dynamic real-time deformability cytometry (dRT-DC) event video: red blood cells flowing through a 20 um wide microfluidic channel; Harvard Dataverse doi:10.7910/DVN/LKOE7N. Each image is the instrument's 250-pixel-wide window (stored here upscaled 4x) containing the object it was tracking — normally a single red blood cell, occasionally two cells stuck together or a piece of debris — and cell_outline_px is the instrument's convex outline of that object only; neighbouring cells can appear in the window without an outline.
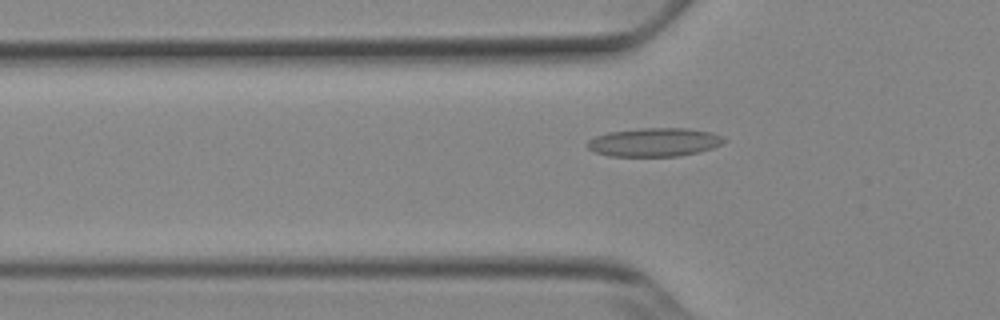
{"species": "Egyptian fruit bat (a non-hibernating species)", "species_latin": "Rousettus aegyptiacus", "temperature_condition": "cold", "stored_images_in_passage": 46, "camera_frame_rate_fps": 3000, "um_per_image_px": 0.085, "animal": {"sex": "female"}, "frame": {"image": 1, "passage_image": 11, "time_ms": 3.333, "image_size_px": [1000, 320], "cell_outline_px": [[728, 140], [712, 148], [696, 152], [676, 156], [608, 156], [596, 152], [588, 148], [584, 144], [588, 140], [596, 136], [608, 132], [640, 128], [684, 128], [708, 132], [720, 136]], "centroid_in_image_um": [55.55, 12.09], "position_along_channel_um": 70.2, "area_um2": 22.54}}
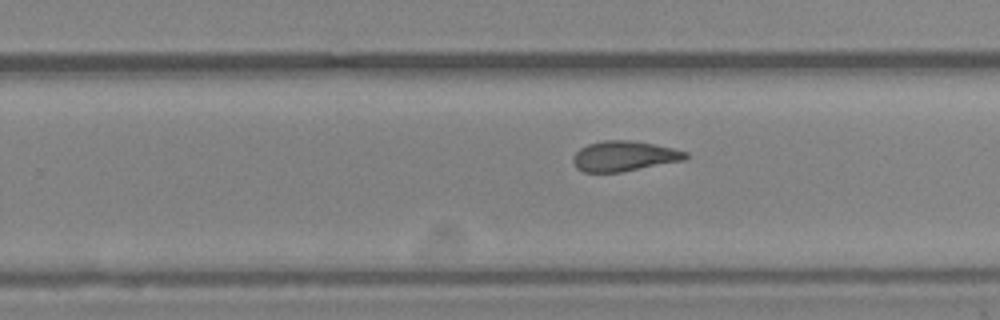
{"frame": {"image": 2, "passage_image": 27, "time_ms": 8.667, "image_size_px": [1000, 320], "cell_outline_px": [[688, 156], [684, 160], [620, 172], [584, 172], [576, 168], [572, 160], [572, 156], [580, 148], [588, 144], [604, 140], [628, 140], [652, 144], [672, 148], [688, 152]], "centroid_in_image_um": [53.01, 13.27], "position_along_channel_um": 276.8, "area_um2": 19.65}}
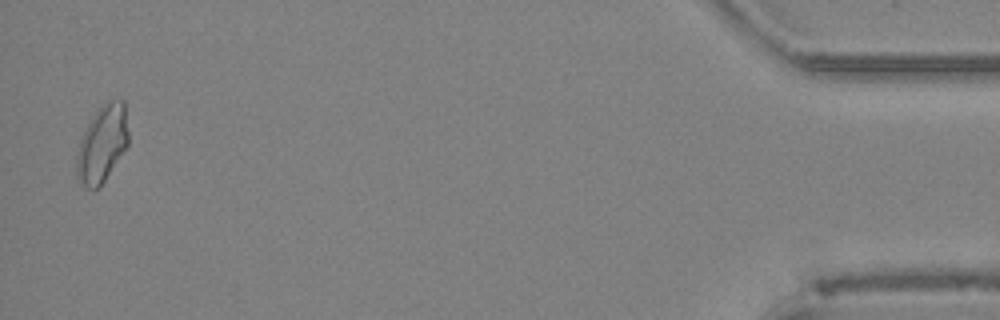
{"frame": {"image": 3, "passage_image": 45, "time_ms": 14.667, "image_size_px": [1000, 320], "cell_outline_px": [[128, 144], [100, 188], [88, 188], [76, 180], [76, 156], [80, 136], [96, 112], [108, 100], [124, 100], [128, 132]], "centroid_in_image_um": [8.66, 12.26], "position_along_channel_um": 426.5, "area_um2": 23.18}, "authors_computed_cell_mechanics": {"area_um2": 20.5479, "velocity_mm_per_s": 3.8953, "shape_relaxation_time_tau1_ms": null, "shape_relaxation_time_tau2_ms": 2.571, "deformation_change_tau1": null, "deformation_change_tau2": 0.088}}